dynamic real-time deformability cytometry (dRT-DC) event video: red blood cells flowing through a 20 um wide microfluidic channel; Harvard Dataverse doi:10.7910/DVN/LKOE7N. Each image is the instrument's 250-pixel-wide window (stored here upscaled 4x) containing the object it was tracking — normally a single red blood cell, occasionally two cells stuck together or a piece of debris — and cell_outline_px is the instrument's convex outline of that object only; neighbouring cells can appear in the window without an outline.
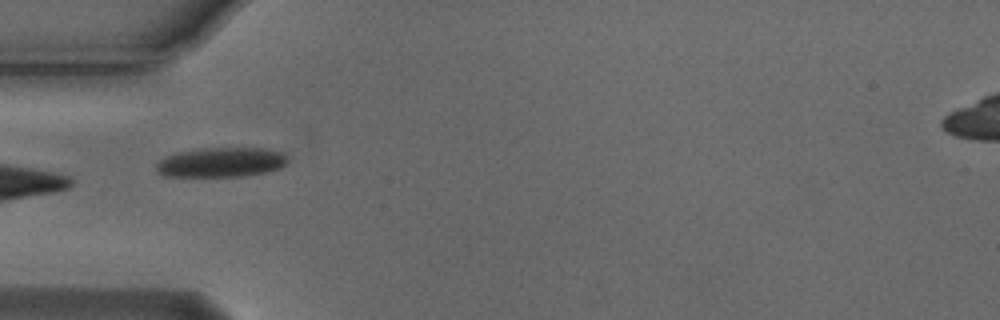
{"species": "Egyptian fruit bat (a non-hibernating species)", "species_latin": "Rousettus aegyptiacus", "temperature_condition": "cold", "stored_images_in_passage": 6, "camera_frame_rate_fps": 3000, "um_per_image_px": 0.085, "animal": {"sex": "male"}, "frame": {"image": 1, "passage_image": 6, "time_ms": 1.667, "image_size_px": [1000, 320], "cell_outline_px": [[288, 160], [280, 168], [264, 172], [244, 176], [164, 176], [156, 172], [156, 164], [164, 156], [172, 152], [204, 148], [268, 148], [280, 152]], "centroid_in_image_um": [18.72, 13.78], "position_along_channel_um": 66.3, "area_um2": 22.77}}